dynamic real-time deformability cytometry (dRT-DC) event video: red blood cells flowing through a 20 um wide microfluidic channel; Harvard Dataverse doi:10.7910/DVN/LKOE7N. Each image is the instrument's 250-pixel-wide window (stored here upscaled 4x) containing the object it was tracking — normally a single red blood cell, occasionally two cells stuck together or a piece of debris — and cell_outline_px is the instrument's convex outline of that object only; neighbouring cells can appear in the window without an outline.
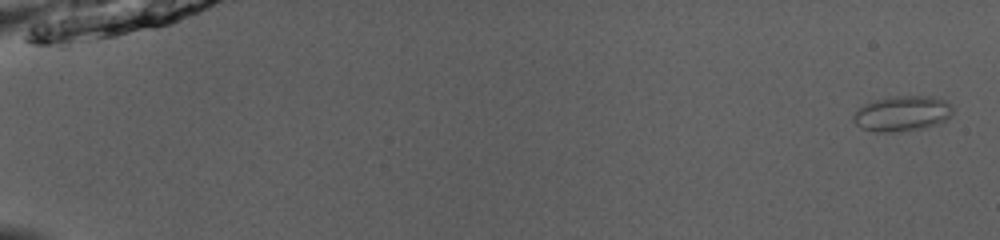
{"species": "common noctule bat (a hibernating species)", "species_latin": "Nyctalus noctula", "temperature_condition": "room temperature", "stored_images_in_passage": 51, "camera_frame_rate_fps": 3000, "um_per_image_px": 0.085, "animal": {"sex": "male", "body_mass_g": 13.0, "forearm_length_mm": 53.1}, "frame": {"image": 1, "passage_image": 1, "time_ms": 0.0, "image_size_px": [1000, 240], "cell_outline_px": [[952, 112], [948, 120], [924, 128], [896, 132], [872, 132], [856, 124], [852, 120], [852, 116], [864, 104], [876, 100], [892, 96], [936, 96], [952, 104]], "centroid_in_image_um": [76.72, 9.65], "position_along_channel_um": 8.3, "area_um2": 20.58}}
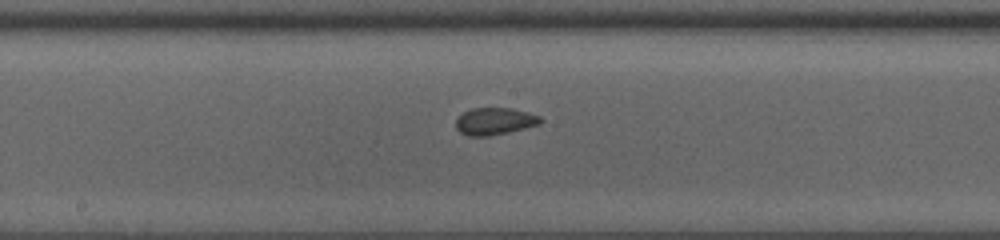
{"frame": {"image": 2, "passage_image": 29, "time_ms": 9.333, "image_size_px": [1000, 240], "cell_outline_px": [[544, 120], [540, 124], [508, 132], [488, 136], [468, 136], [460, 132], [456, 128], [456, 120], [464, 112], [472, 108], [512, 108], [528, 112], [540, 116]], "centroid_in_image_um": [42.07, 10.3], "position_along_channel_um": 206.1, "area_um2": 13.35}}
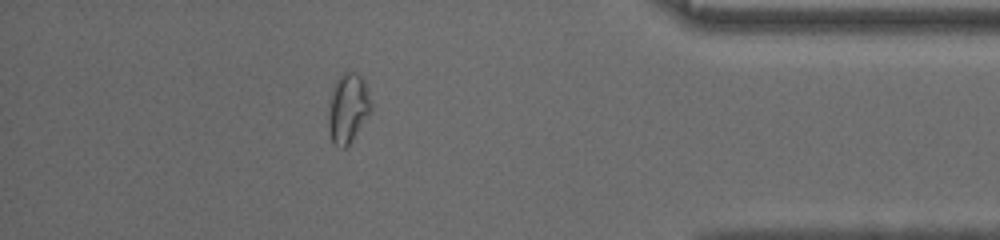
{"frame": {"image": 3, "passage_image": 46, "time_ms": 15.0, "image_size_px": [1000, 240], "cell_outline_px": [[372, 108], [368, 116], [352, 140], [344, 148], [340, 148], [332, 144], [328, 124], [328, 116], [332, 88], [336, 80], [344, 72], [356, 72], [364, 80], [372, 104]], "centroid_in_image_um": [29.57, 9.2], "position_along_channel_um": 405.6, "area_um2": 17.22}, "authors_computed_cell_mechanics": {"area_um2": 14.3344, "velocity_mm_per_s": 3.995, "shape_relaxation_time_tau1_ms": null, "shape_relaxation_time_tau2_ms": 0.7097, "deformation_change_tau1": null, "deformation_change_tau2": 0.0523}}